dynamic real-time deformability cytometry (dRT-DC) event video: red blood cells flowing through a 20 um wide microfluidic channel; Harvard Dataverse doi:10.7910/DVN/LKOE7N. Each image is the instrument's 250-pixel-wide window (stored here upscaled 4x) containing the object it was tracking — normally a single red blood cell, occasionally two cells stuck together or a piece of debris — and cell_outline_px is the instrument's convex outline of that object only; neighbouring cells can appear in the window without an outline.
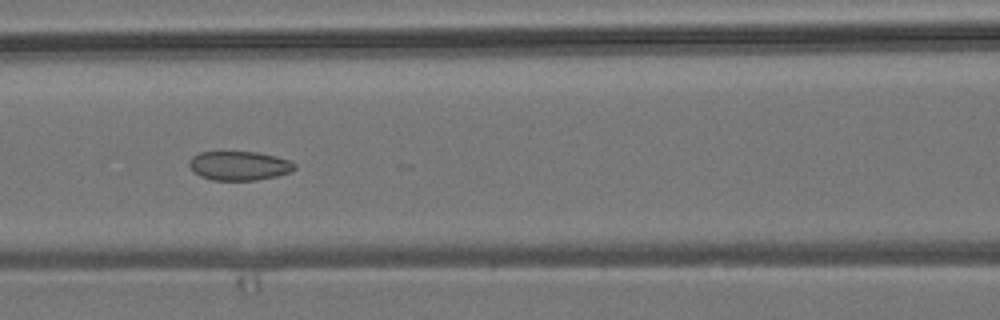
{"species": "common noctule bat (a hibernating species)", "species_latin": "Nyctalus noctula", "temperature_condition": "room temperature", "stored_images_in_passage": 29, "camera_frame_rate_fps": 3000, "um_per_image_px": 0.085, "animal": {"sex": "male", "body_mass_g": 19.2, "forearm_length_mm": 51.8}, "frame": {"image": 1, "passage_image": 24, "time_ms": 7.667, "image_size_px": [1000, 320], "cell_outline_px": [[296, 168], [292, 172], [276, 176], [256, 180], [212, 180], [200, 176], [188, 164], [192, 156], [200, 152], [256, 152], [276, 156], [288, 160], [296, 164]], "centroid_in_image_um": [20.36, 14.09], "position_along_channel_um": 146.2, "area_um2": 17.8}}
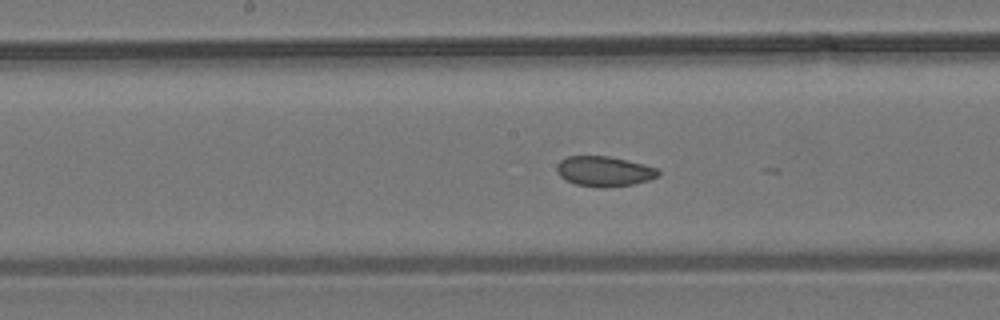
{"frame": {"image": 2, "passage_image": 28, "time_ms": 9.0, "image_size_px": [1000, 320], "cell_outline_px": [[660, 176], [648, 180], [632, 184], [576, 184], [560, 176], [556, 172], [556, 164], [560, 160], [568, 156], [608, 156], [628, 160], [660, 168]], "centroid_in_image_um": [51.38, 14.49], "position_along_channel_um": 196.8, "area_um2": 17.11}}